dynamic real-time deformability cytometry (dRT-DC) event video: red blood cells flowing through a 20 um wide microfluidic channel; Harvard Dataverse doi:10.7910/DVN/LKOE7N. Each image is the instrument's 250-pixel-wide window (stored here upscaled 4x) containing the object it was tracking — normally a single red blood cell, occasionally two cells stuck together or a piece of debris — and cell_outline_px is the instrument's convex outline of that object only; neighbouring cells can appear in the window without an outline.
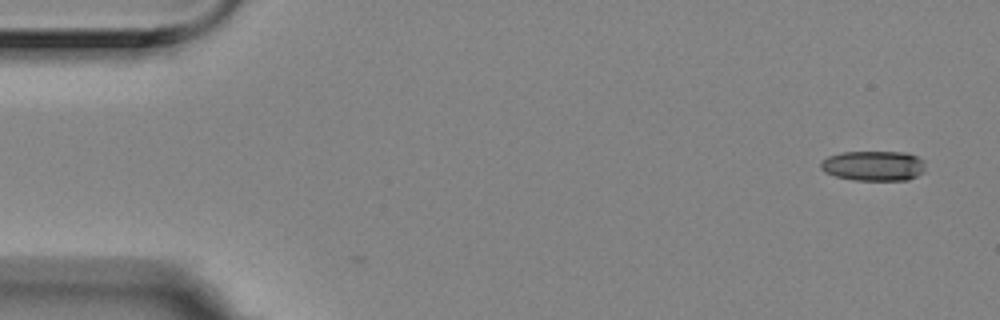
{"species": "Egyptian fruit bat (a non-hibernating species)", "species_latin": "Rousettus aegyptiacus", "temperature_condition": "room temperature", "stored_images_in_passage": 4, "camera_frame_rate_fps": 3000, "um_per_image_px": 0.085, "animal": {"sex": "female"}, "frame": {"image": 1, "passage_image": 1, "time_ms": 0.0, "image_size_px": [1000, 320], "cell_outline_px": [[924, 172], [908, 180], [852, 180], [836, 176], [824, 172], [820, 168], [820, 164], [828, 156], [844, 152], [908, 152], [924, 160]], "centroid_in_image_um": [74.27, 14.09], "position_along_channel_um": 10.7, "area_um2": 18.38}}